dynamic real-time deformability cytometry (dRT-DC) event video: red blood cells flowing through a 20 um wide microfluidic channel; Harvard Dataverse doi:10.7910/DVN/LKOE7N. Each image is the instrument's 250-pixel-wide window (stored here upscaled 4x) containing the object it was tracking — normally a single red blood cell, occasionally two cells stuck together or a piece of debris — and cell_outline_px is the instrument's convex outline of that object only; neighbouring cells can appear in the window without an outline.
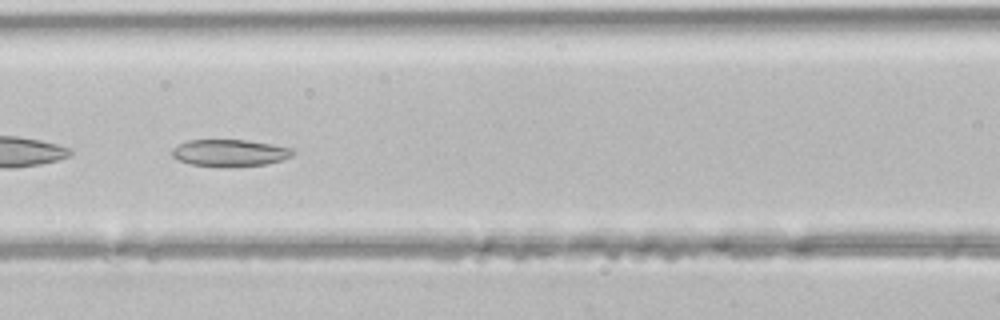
{"species": "common noctule bat (a hibernating species)", "species_latin": "Nyctalus noctula", "temperature_condition": "room temperature", "stored_images_in_passage": 44, "camera_frame_rate_fps": 3000, "um_per_image_px": 0.085, "animal": {"sex": "male", "body_mass_g": 21.5, "forearm_length_mm": 52.0}, "frame": {"image": 1, "passage_image": 19, "time_ms": 6.0, "image_size_px": [1000, 320], "cell_outline_px": [[292, 156], [284, 160], [268, 164], [192, 164], [180, 160], [172, 156], [172, 148], [188, 140], [244, 140], [292, 148]], "centroid_in_image_um": [19.54, 12.95], "position_along_channel_um": 147.1, "area_um2": 17.86}}